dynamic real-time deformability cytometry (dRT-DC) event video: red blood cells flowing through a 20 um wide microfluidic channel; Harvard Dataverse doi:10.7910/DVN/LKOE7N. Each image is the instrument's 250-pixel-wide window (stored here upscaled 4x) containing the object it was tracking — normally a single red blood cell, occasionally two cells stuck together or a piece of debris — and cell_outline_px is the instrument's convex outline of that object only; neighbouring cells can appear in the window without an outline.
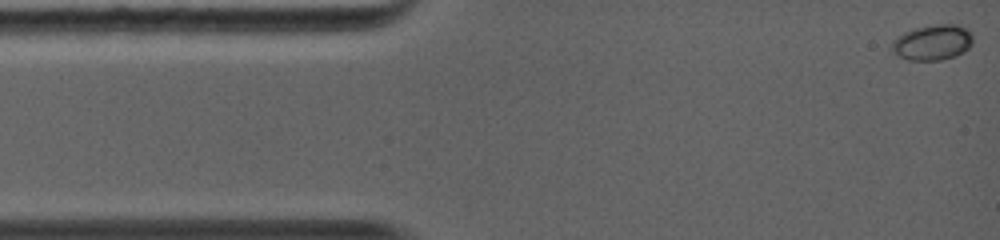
{"species": "common noctule bat (a hibernating species)", "species_latin": "Nyctalus noctula", "temperature_condition": "warm", "stored_images_in_passage": 35, "camera_frame_rate_fps": 5000, "um_per_image_px": 0.085, "animal": {"sex": "female", "body_mass_g": 19.0, "forearm_length_mm": 56.7}, "frame": {"image": 1, "passage_image": 1, "time_ms": 0.0, "image_size_px": [1000, 240], "cell_outline_px": [[972, 44], [964, 52], [956, 56], [940, 60], [908, 60], [896, 56], [888, 48], [892, 40], [896, 36], [904, 32], [916, 28], [936, 24], [956, 24], [964, 28], [972, 36]], "centroid_in_image_um": [79.19, 3.62], "position_along_channel_um": 5.8, "area_um2": 16.99}}
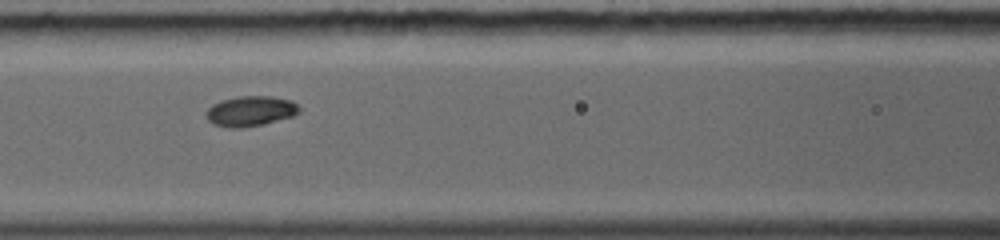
{"frame": {"image": 2, "passage_image": 15, "time_ms": 5.0, "image_size_px": [1000, 240], "cell_outline_px": [[300, 112], [292, 116], [264, 124], [240, 128], [232, 128], [212, 124], [204, 116], [204, 112], [212, 104], [220, 100], [240, 96], [272, 96], [292, 100], [300, 108]], "centroid_in_image_um": [21.25, 9.44], "position_along_channel_um": 145.3, "area_um2": 16.59}}
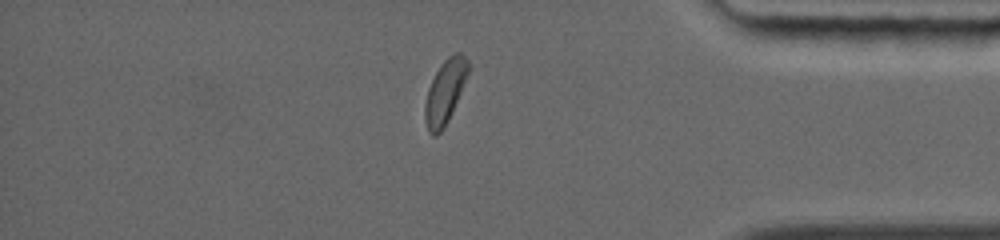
{"frame": {"image": 3, "passage_image": 29, "time_ms": 11.2, "image_size_px": [1000, 240], "cell_outline_px": [[472, 64], [448, 120], [444, 128], [436, 136], [432, 136], [428, 132], [424, 120], [424, 108], [428, 88], [440, 64], [448, 56], [456, 52], [460, 52]], "centroid_in_image_um": [37.82, 7.79], "position_along_channel_um": 397.4, "area_um2": 16.07}, "authors_computed_cell_mechanics": {"area_um2": 15.7794, "velocity_mm_per_s": 4.4254, "shape_relaxation_time_tau1_ms": 1.1811, "shape_relaxation_time_tau2_ms": 7.4664, "deformation_change_tau1": 0.075, "deformation_change_tau2": 0.1359}}